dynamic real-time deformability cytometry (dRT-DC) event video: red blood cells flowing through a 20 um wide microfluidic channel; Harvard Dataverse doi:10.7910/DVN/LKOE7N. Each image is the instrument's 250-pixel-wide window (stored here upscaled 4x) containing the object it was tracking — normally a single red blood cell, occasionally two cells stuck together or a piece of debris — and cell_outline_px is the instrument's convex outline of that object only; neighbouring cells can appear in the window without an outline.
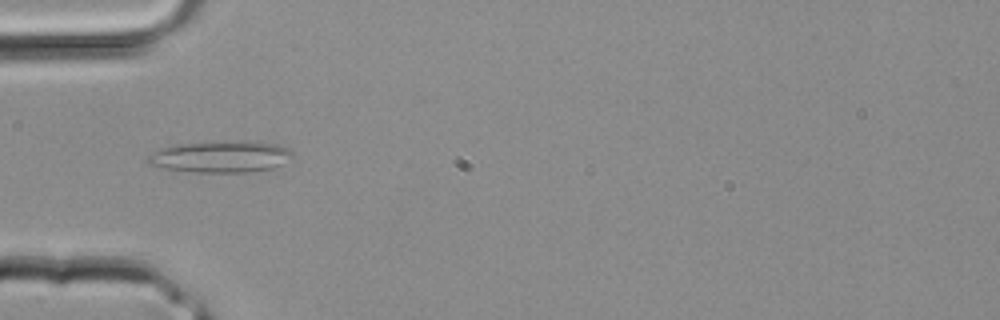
{"species": "common noctule bat (a hibernating species)", "species_latin": "Nyctalus noctula", "temperature_condition": "room temperature", "stored_images_in_passage": 2, "camera_frame_rate_fps": 3000, "um_per_image_px": 0.085, "animal": {"sex": "male", "body_mass_g": 20.4}, "frame": {"image": 1, "passage_image": 2, "time_ms": 0.333, "image_size_px": [1000, 320], "cell_outline_px": [[296, 160], [272, 168], [248, 172], [196, 172], [164, 168], [148, 164], [144, 160], [148, 156], [164, 148], [180, 144], [256, 140], [276, 144], [288, 148], [296, 156]], "centroid_in_image_um": [18.9, 13.32], "position_along_channel_um": 66.1, "area_um2": 26.76}}